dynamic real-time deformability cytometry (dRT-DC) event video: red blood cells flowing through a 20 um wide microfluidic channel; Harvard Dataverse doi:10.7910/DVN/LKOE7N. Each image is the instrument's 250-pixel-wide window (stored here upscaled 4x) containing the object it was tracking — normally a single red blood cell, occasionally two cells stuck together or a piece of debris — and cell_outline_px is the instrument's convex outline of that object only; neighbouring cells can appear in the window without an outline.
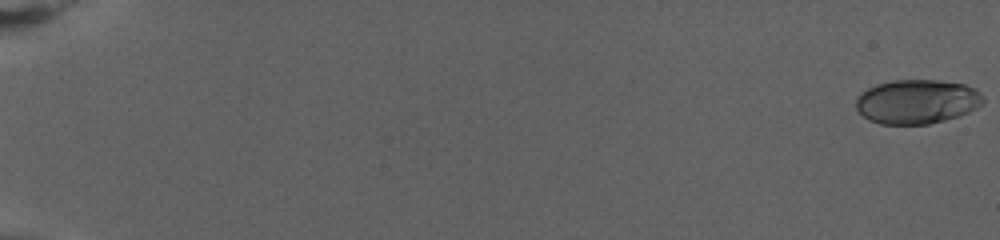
{"species": "human", "species_latin": "Homo sapiens", "temperature_condition": "warm", "stored_images_in_passage": 75, "camera_frame_rate_fps": 3000, "um_per_image_px": 0.085, "donor": {"sex": "female"}, "frame": {"image": 1, "passage_image": 1, "time_ms": 0.0, "image_size_px": [1000, 240], "cell_outline_px": [[984, 100], [976, 108], [968, 112], [944, 120], [928, 124], [880, 124], [868, 120], [856, 108], [856, 96], [860, 92], [876, 84], [892, 80], [936, 80], [964, 84], [976, 88], [984, 96]], "centroid_in_image_um": [77.92, 8.63], "position_along_channel_um": 7.1, "area_um2": 32.89}}
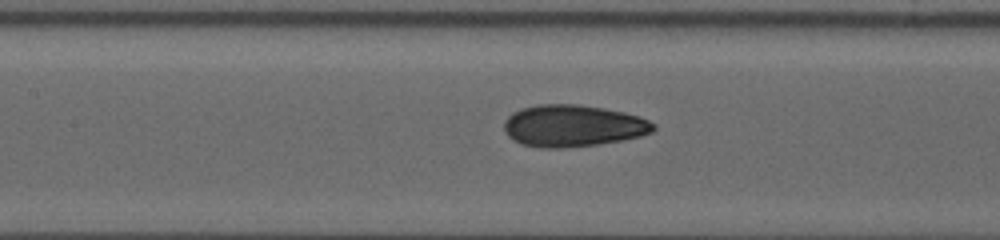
{"frame": {"image": 2, "passage_image": 40, "time_ms": 13.0, "image_size_px": [1000, 240], "cell_outline_px": [[656, 128], [652, 132], [640, 136], [620, 140], [596, 144], [564, 148], [540, 148], [520, 144], [512, 140], [504, 132], [504, 120], [512, 112], [520, 108], [536, 104], [576, 104], [604, 108], [624, 112], [640, 116], [656, 124]], "centroid_in_image_um": [48.66, 10.69], "position_along_channel_um": 158.7, "area_um2": 36.76}}
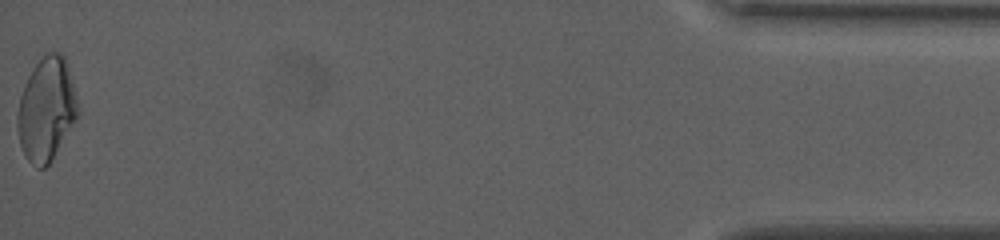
{"frame": {"image": 3, "passage_image": 75, "time_ms": 24.667, "image_size_px": [1000, 240], "cell_outline_px": [[80, 116], [52, 160], [44, 168], [36, 168], [24, 156], [20, 144], [16, 128], [16, 116], [20, 96], [24, 84], [32, 68], [48, 52], [60, 52], [64, 56], [72, 80], [80, 112]], "centroid_in_image_um": [3.95, 9.33], "position_along_channel_um": 431.3, "area_um2": 36.88}, "authors_computed_cell_mechanics": {"area_um2": 34.0442, "velocity_mm_per_s": 2.8053, "shape_relaxation_time_tau1_ms": null, "shape_relaxation_time_tau2_ms": 1.3145, "deformation_change_tau1": null, "deformation_change_tau2": 0.0615}}